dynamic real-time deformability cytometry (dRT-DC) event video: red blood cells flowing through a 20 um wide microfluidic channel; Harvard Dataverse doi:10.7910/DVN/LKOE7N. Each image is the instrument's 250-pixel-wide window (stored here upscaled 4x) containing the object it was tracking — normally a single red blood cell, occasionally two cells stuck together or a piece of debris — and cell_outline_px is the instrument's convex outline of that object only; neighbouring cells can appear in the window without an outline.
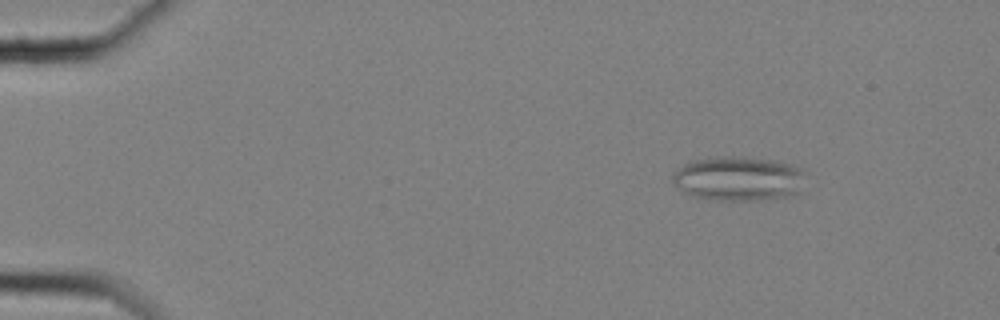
{"species": "common noctule bat (a hibernating species)", "species_latin": "Nyctalus noctula", "temperature_condition": "cold", "stored_images_in_passage": 52, "segment_of_instrument_passage": [1, 2], "camera_frame_rate_fps": 3000, "um_per_image_px": 0.085, "animal": {"sex": "female", "body_mass_g": 25.1}, "frame": {"image": 1, "passage_image": 2, "time_ms": 0.333, "image_size_px": [1000, 320], "cell_outline_px": [[804, 172], [800, 192], [792, 196], [760, 200], [716, 200], [696, 196], [680, 192], [672, 180], [672, 172], [688, 160], [716, 156], [748, 156], [772, 160], [804, 168]], "centroid_in_image_um": [62.73, 15.16], "position_along_channel_um": 22.3, "area_um2": 35.08}}